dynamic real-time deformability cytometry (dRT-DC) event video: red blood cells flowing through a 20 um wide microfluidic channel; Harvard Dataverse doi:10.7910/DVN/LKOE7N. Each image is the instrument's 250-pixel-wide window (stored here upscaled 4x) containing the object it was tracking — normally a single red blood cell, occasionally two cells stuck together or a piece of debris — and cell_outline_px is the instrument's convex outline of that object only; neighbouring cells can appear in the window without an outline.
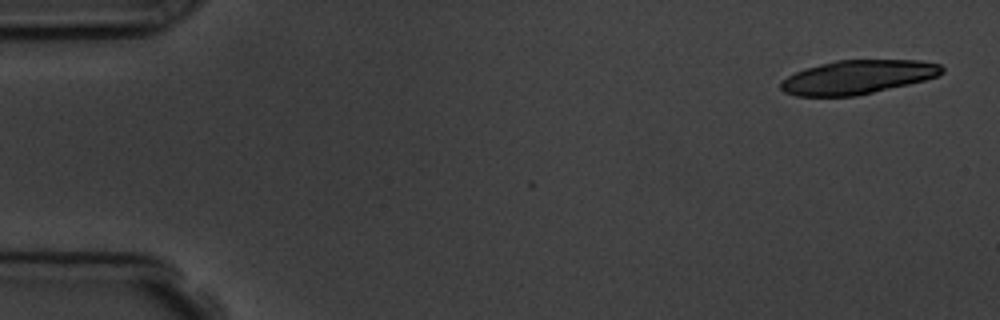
{"species": "common noctule bat (a hibernating species)", "species_latin": "Nyctalus noctula", "temperature_condition": "room temperature", "stored_images_in_passage": 6, "segment_of_instrument_passage": [2, 2], "camera_frame_rate_fps": 3000, "um_per_image_px": 0.085, "animal": {"sex": "male", "body_mass_g": 19.5, "forearm_length_mm": 54.6}, "frame": {"image": 1, "passage_image": 6, "time_ms": 6.0, "image_size_px": [1000, 320], "cell_outline_px": [[944, 72], [940, 76], [908, 84], [856, 96], [796, 96], [784, 92], [780, 88], [780, 84], [788, 76], [804, 68], [836, 60], [920, 60], [940, 64], [944, 68]], "centroid_in_image_um": [72.92, 6.55], "position_along_channel_um": 12.1, "area_um2": 31.79}}